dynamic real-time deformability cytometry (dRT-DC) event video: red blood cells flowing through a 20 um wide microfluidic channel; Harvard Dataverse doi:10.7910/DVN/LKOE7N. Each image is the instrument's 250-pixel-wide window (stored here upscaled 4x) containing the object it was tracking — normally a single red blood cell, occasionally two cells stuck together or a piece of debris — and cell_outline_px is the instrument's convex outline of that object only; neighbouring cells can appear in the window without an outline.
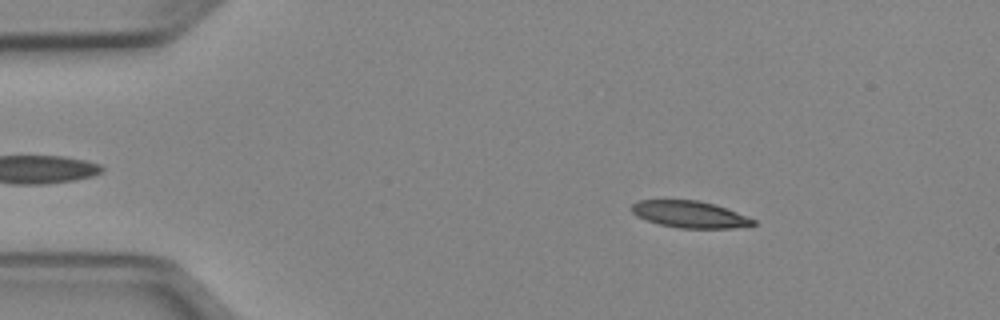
{"species": "Egyptian fruit bat (a non-hibernating species)", "species_latin": "Rousettus aegyptiacus", "temperature_condition": "cold", "stored_images_in_passage": 51, "camera_frame_rate_fps": 3000, "um_per_image_px": 0.085, "animal": {"sex": "female"}, "frame": {"image": 1, "passage_image": 8, "time_ms": 2.333, "image_size_px": [1000, 320], "cell_outline_px": [[756, 224], [752, 228], [680, 228], [660, 224], [636, 216], [632, 212], [632, 204], [636, 200], [696, 200], [716, 204], [748, 216], [756, 220]], "centroid_in_image_um": [58.72, 18.23], "position_along_channel_um": 26.3, "area_um2": 19.25}}
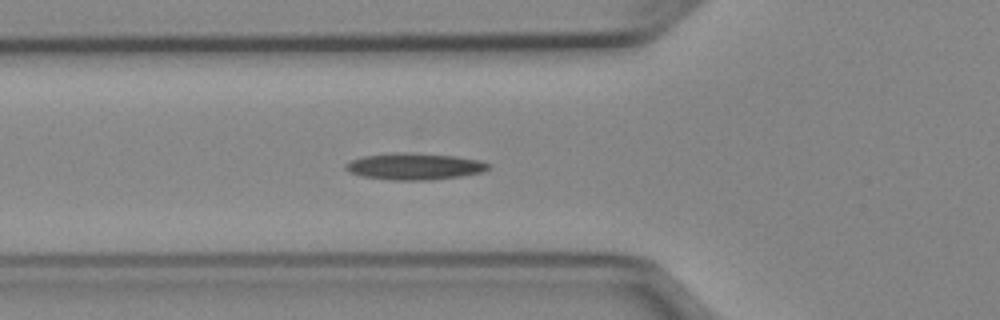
{"frame": {"image": 2, "passage_image": 18, "time_ms": 5.667, "image_size_px": [1000, 320], "cell_outline_px": [[492, 164], [484, 172], [460, 176], [432, 180], [392, 180], [360, 176], [348, 172], [344, 168], [344, 164], [352, 160], [364, 156], [396, 152], [456, 156], [476, 160]], "centroid_in_image_um": [35.2, 14.15], "position_along_channel_um": 90.6, "area_um2": 22.08}}
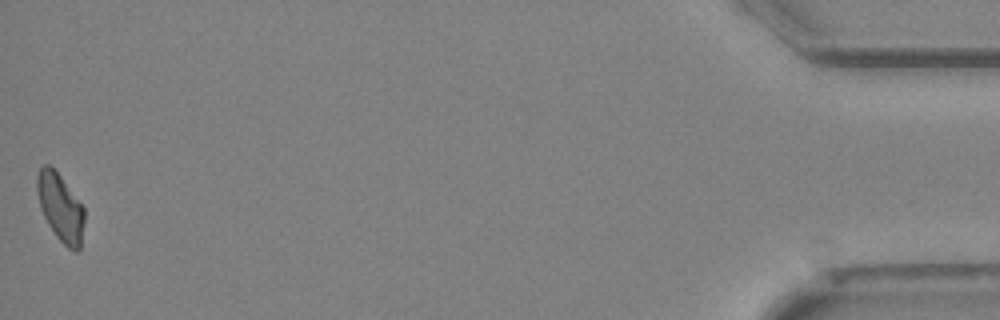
{"frame": {"image": 3, "passage_image": 51, "time_ms": 16.667, "image_size_px": [1000, 320], "cell_outline_px": [[84, 220], [80, 248], [76, 252], [68, 248], [56, 236], [48, 224], [40, 208], [36, 192], [36, 176], [40, 168], [44, 164], [48, 164], [60, 176], [84, 208]], "centroid_in_image_um": [5.11, 17.64], "position_along_channel_um": 430.1, "area_um2": 18.44}}